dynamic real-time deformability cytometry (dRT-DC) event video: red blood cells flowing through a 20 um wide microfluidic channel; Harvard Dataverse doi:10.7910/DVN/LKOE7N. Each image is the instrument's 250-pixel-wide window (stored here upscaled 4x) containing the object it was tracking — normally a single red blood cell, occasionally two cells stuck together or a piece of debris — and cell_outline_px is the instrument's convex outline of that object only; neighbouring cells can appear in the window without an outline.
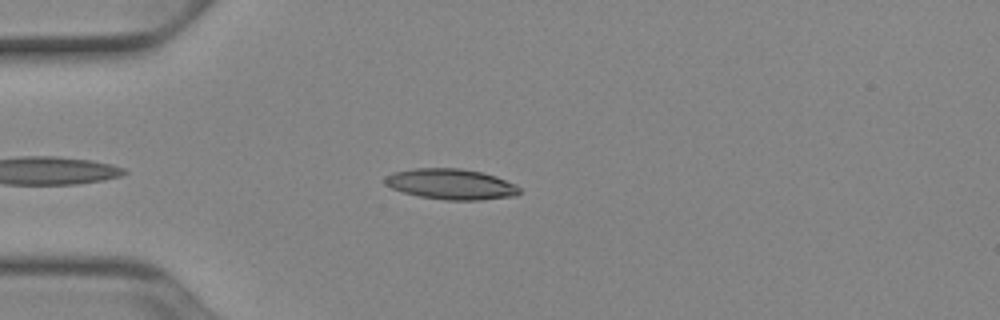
{"species": "Egyptian fruit bat (a non-hibernating species)", "species_latin": "Rousettus aegyptiacus", "temperature_condition": "cold", "stored_images_in_passage": 36, "camera_frame_rate_fps": 3000, "um_per_image_px": 0.085, "animal": {"sex": "female"}, "frame": {"image": 1, "passage_image": 6, "time_ms": 1.667, "image_size_px": [1000, 320], "cell_outline_px": [[520, 192], [516, 196], [480, 200], [448, 200], [420, 196], [404, 192], [392, 188], [384, 184], [384, 176], [392, 172], [412, 168], [460, 168], [480, 172], [496, 176], [516, 184], [520, 188]], "centroid_in_image_um": [38.33, 15.64], "position_along_channel_um": 46.7, "area_um2": 24.1}}
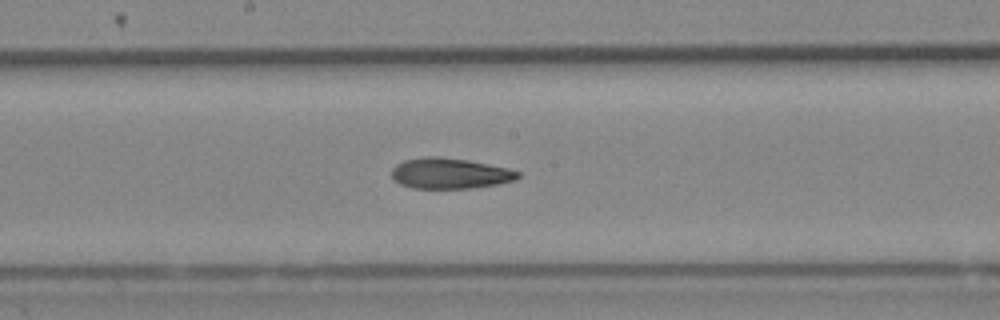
{"frame": {"image": 2, "passage_image": 20, "time_ms": 6.333, "image_size_px": [1000, 320], "cell_outline_px": [[520, 176], [516, 180], [496, 184], [472, 188], [412, 188], [400, 184], [392, 176], [392, 168], [396, 164], [404, 160], [424, 156], [440, 156], [468, 160], [508, 168], [520, 172]], "centroid_in_image_um": [38.24, 14.73], "position_along_channel_um": 210.0, "area_um2": 22.6}}
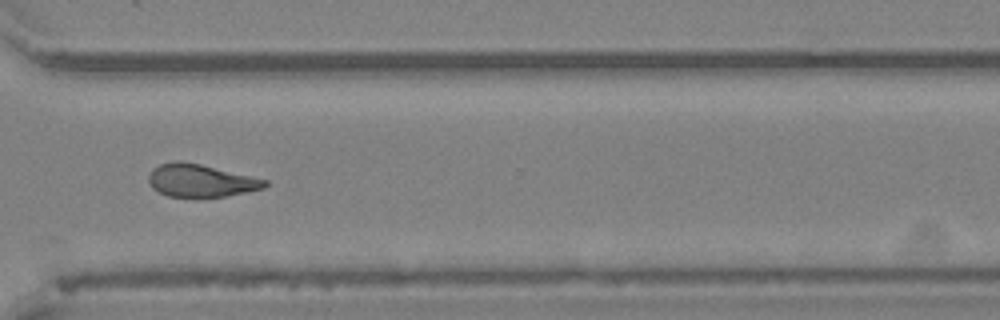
{"frame": {"image": 3, "passage_image": 31, "time_ms": 10.0, "image_size_px": [1000, 320], "cell_outline_px": [[268, 184], [264, 188], [224, 196], [168, 196], [152, 188], [148, 180], [148, 176], [152, 168], [160, 164], [172, 160], [180, 160], [200, 164], [268, 180]], "centroid_in_image_um": [17.02, 15.32], "position_along_channel_um": 353.6, "area_um2": 21.91}, "authors_computed_cell_mechanics": {"area_um2": 22.5998, "velocity_mm_per_s": 3.9172, "shape_relaxation_time_tau1_ms": 6.4905, "shape_relaxation_time_tau2_ms": 3.5929, "deformation_change_tau1": 0.1714, "deformation_change_tau2": 0.1066}}